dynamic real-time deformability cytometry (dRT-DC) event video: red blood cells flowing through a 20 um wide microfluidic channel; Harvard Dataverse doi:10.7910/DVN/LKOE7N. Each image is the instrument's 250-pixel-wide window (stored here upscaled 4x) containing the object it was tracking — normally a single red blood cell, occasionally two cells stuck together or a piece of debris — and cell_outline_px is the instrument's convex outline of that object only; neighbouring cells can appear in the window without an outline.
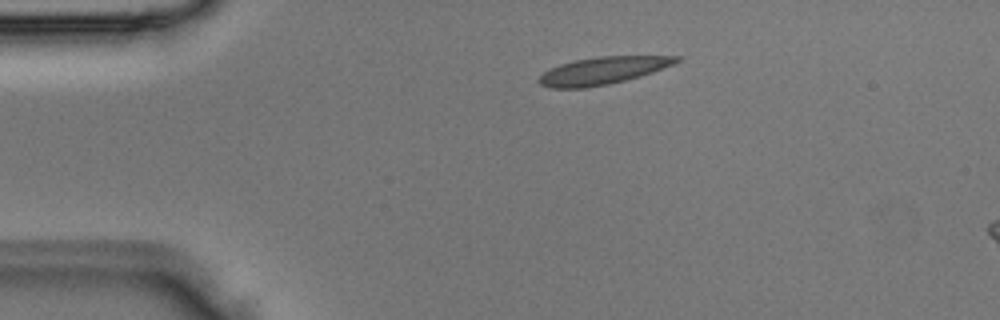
{"species": "Egyptian fruit bat (a non-hibernating species)", "species_latin": "Rousettus aegyptiacus", "temperature_condition": "room temperature", "stored_images_in_passage": 3, "camera_frame_rate_fps": 3000, "um_per_image_px": 0.085, "animal": {"sex": "male"}, "frame": {"image": 1, "passage_image": 1, "time_ms": 0.0, "image_size_px": [1000, 320], "cell_outline_px": [[680, 60], [672, 64], [652, 72], [640, 76], [608, 84], [588, 88], [552, 88], [540, 84], [536, 80], [548, 68], [572, 60], [596, 56], [680, 56]], "centroid_in_image_um": [51.16, 6.0], "position_along_channel_um": 33.8, "area_um2": 21.91}}